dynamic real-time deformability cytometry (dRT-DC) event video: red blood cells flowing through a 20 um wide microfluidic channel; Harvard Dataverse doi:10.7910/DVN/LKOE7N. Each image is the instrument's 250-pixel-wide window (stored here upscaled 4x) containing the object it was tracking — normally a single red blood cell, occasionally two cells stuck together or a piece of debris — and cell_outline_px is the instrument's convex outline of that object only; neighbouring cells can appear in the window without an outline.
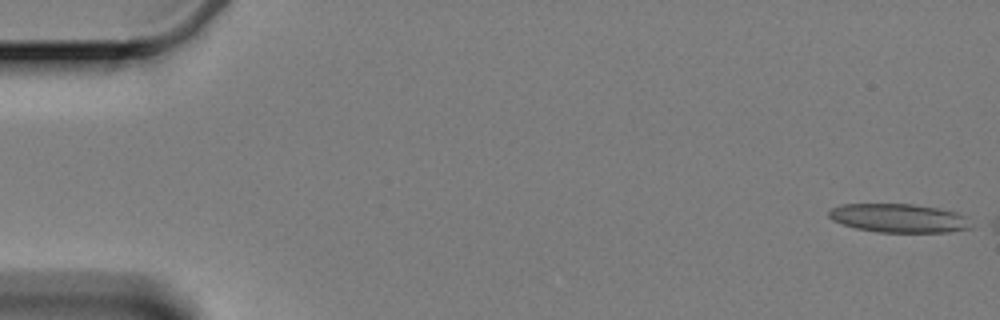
{"species": "Egyptian fruit bat (a non-hibernating species)", "species_latin": "Rousettus aegyptiacus", "temperature_condition": "cold", "stored_images_in_passage": 4, "camera_frame_rate_fps": 3000, "um_per_image_px": 0.085, "animal": {"sex": "female"}, "frame": {"image": 1, "passage_image": 1, "time_ms": 0.0, "image_size_px": [1000, 320], "cell_outline_px": [[976, 224], [972, 228], [948, 232], [880, 232], [856, 228], [832, 220], [828, 216], [828, 212], [832, 208], [840, 204], [912, 204], [940, 208], [960, 212], [968, 216]], "centroid_in_image_um": [76.52, 18.54], "position_along_channel_um": 8.5, "area_um2": 24.22}}